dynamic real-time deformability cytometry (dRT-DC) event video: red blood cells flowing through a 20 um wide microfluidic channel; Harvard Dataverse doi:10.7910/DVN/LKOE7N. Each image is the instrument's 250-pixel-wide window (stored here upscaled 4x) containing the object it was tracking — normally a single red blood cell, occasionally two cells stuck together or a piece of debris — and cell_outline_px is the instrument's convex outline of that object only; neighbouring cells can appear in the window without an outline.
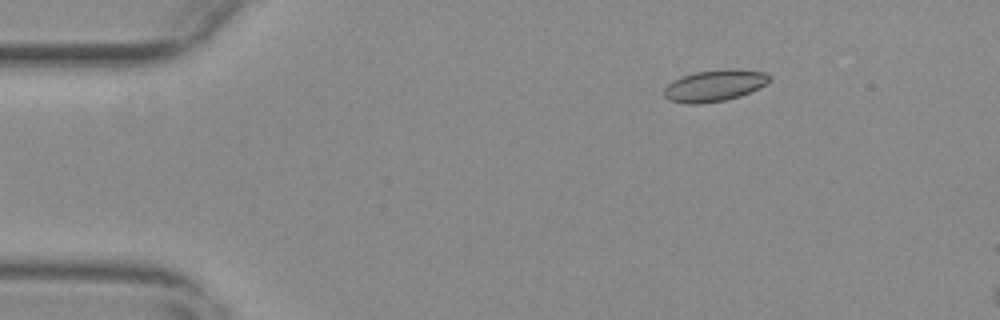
{"species": "common noctule bat (a hibernating species)", "species_latin": "Nyctalus noctula", "temperature_condition": "warm", "stored_images_in_passage": 13, "camera_frame_rate_fps": 3000, "um_per_image_px": 0.085, "animal": {"sex": "female", "body_mass_g": 29.2, "forearm_length_mm": 56.3}, "frame": {"image": 1, "passage_image": 6, "time_ms": 1.667, "image_size_px": [1000, 320], "cell_outline_px": [[772, 80], [740, 96], [724, 100], [700, 104], [684, 104], [668, 100], [664, 96], [664, 88], [672, 80], [680, 76], [696, 72], [724, 68], [740, 68], [764, 72], [772, 76]], "centroid_in_image_um": [60.71, 7.26], "position_along_channel_um": 24.3, "area_um2": 19.65}}